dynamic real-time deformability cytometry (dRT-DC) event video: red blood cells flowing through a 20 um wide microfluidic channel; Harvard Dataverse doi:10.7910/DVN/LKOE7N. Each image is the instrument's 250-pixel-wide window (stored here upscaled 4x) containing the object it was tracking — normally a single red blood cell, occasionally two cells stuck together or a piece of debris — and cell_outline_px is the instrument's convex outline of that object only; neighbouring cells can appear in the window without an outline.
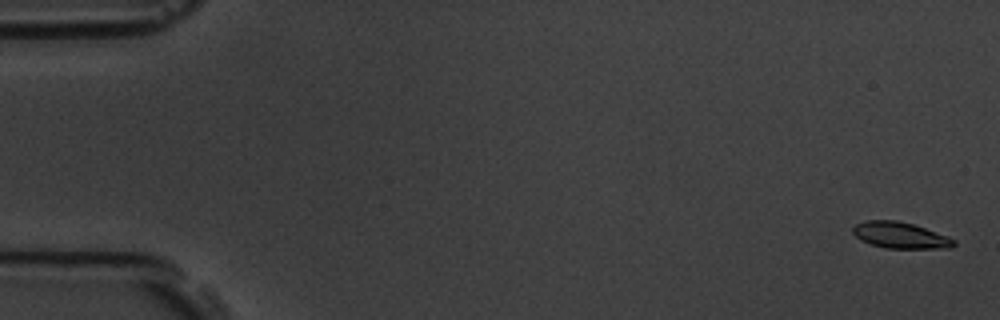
{"species": "common noctule bat (a hibernating species)", "species_latin": "Nyctalus noctula", "temperature_condition": "room temperature", "stored_images_in_passage": 6, "camera_frame_rate_fps": 3000, "um_per_image_px": 0.085, "animal": {"sex": "male", "body_mass_g": 19.5, "forearm_length_mm": 54.6}, "frame": {"image": 1, "passage_image": 1, "time_ms": 0.0, "image_size_px": [1000, 320], "cell_outline_px": [[956, 244], [952, 248], [884, 248], [860, 240], [852, 232], [852, 228], [856, 224], [864, 220], [896, 220], [912, 224], [948, 236], [956, 240]], "centroid_in_image_um": [76.52, 20.0], "position_along_channel_um": 8.5, "area_um2": 15.43}}
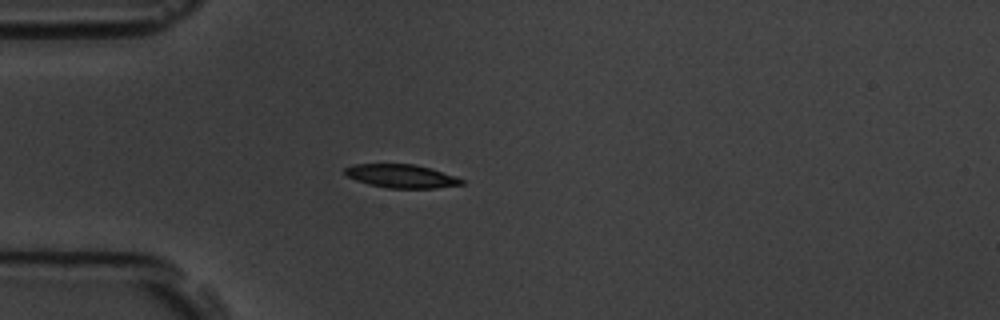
{"frame": {"image": 2, "passage_image": 5, "time_ms": 4.667, "image_size_px": [1000, 320], "cell_outline_px": [[464, 184], [436, 188], [388, 188], [368, 184], [356, 180], [348, 176], [344, 172], [344, 168], [352, 164], [412, 164], [432, 168], [456, 176], [464, 180]], "centroid_in_image_um": [34.13, 14.96], "position_along_channel_um": 50.9, "area_um2": 16.01}}